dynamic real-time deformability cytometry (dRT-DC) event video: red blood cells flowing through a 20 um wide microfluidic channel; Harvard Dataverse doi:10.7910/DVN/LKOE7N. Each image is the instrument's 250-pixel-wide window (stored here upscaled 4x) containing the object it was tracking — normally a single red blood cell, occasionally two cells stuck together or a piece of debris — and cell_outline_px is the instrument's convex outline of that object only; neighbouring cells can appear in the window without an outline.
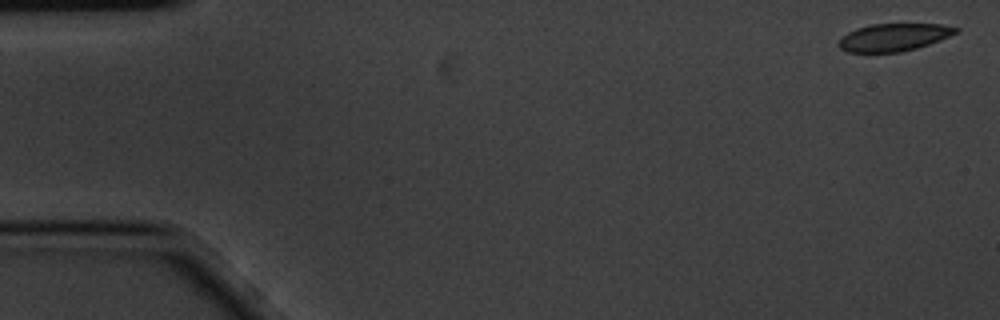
{"species": "common noctule bat (a hibernating species)", "species_latin": "Nyctalus noctula", "temperature_condition": "cold", "stored_images_in_passage": 6, "camera_frame_rate_fps": 3000, "um_per_image_px": 0.085, "animal": {"sex": "male", "body_mass_g": 20.1, "forearm_length_mm": 53.5}, "frame": {"image": 1, "passage_image": 1, "time_ms": 0.0, "image_size_px": [1000, 320], "cell_outline_px": [[960, 28], [956, 32], [940, 40], [916, 48], [900, 52], [848, 52], [840, 48], [836, 44], [848, 32], [856, 28], [872, 24], [940, 24]], "centroid_in_image_um": [75.94, 3.17], "position_along_channel_um": 9.1, "area_um2": 18.61}}
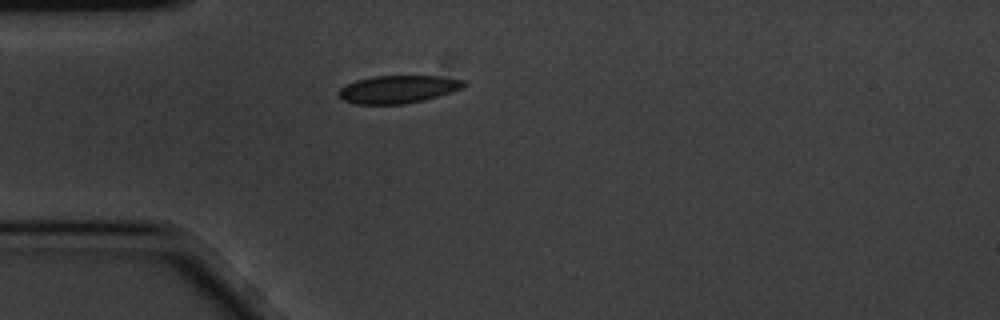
{"frame": {"image": 2, "passage_image": 5, "time_ms": 1.333, "image_size_px": [1000, 320], "cell_outline_px": [[468, 84], [464, 88], [452, 92], [424, 100], [404, 104], [356, 104], [344, 100], [336, 92], [344, 84], [356, 80], [372, 76], [440, 76], [464, 80]], "centroid_in_image_um": [33.84, 7.58], "position_along_channel_um": 51.2, "area_um2": 20.46}}